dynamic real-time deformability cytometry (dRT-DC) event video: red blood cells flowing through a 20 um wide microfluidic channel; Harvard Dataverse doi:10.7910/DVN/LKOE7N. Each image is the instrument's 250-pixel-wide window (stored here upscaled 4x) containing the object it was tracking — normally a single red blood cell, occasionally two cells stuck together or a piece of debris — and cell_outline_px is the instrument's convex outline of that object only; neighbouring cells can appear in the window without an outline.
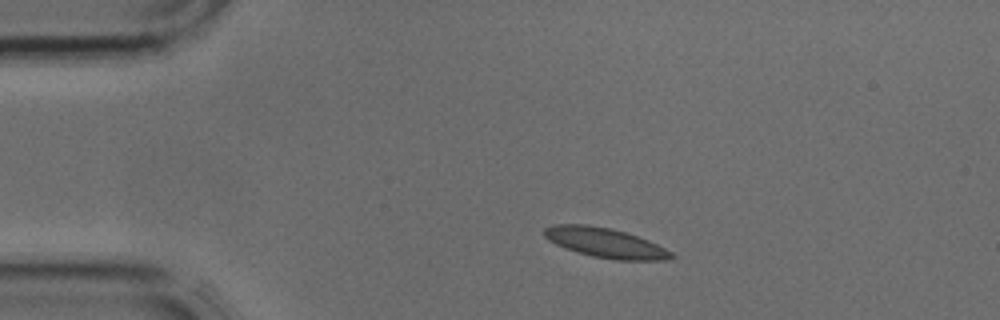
{"species": "common noctule bat (a hibernating species)", "species_latin": "Nyctalus noctula", "temperature_condition": "cold", "stored_images_in_passage": 2, "segment_of_instrument_passage": [1, 2], "camera_frame_rate_fps": 3000, "um_per_image_px": 0.085, "animal": {"sex": "male", "body_mass_g": 17.9, "forearm_length_mm": 54.2}, "frame": {"image": 1, "passage_image": 1, "time_ms": 0.0, "image_size_px": [1000, 320], "cell_outline_px": [[676, 256], [664, 260], [616, 260], [592, 256], [576, 252], [564, 248], [548, 240], [544, 236], [544, 228], [552, 224], [588, 224], [612, 228], [648, 240], [672, 252]], "centroid_in_image_um": [51.41, 20.63], "position_along_channel_um": 33.6, "area_um2": 22.02}}